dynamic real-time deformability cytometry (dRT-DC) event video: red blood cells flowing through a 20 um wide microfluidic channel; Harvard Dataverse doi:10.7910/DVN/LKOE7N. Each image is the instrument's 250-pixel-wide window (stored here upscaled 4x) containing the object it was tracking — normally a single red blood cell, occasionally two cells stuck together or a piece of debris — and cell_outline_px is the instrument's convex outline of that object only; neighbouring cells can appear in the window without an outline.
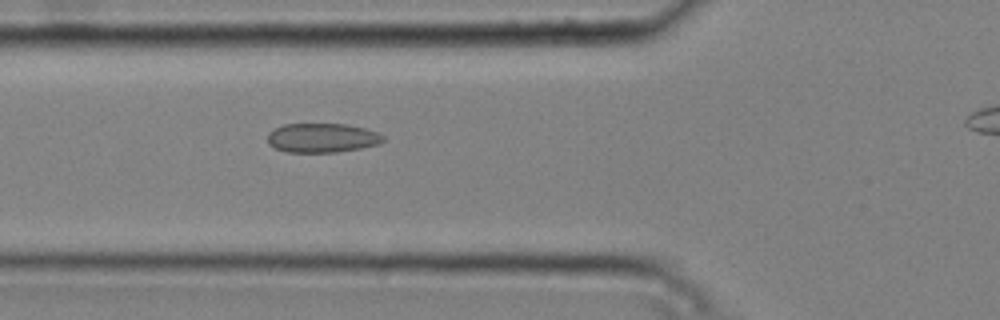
{"species": "common noctule bat (a hibernating species)", "species_latin": "Nyctalus noctula", "temperature_condition": "cold", "stored_images_in_passage": 5, "camera_frame_rate_fps": 3000, "um_per_image_px": 0.085, "animal": {"sex": "male", "body_mass_g": 20.4}, "frame": {"image": 1, "passage_image": 4, "time_ms": 1.0, "image_size_px": [1000, 320], "cell_outline_px": [[384, 140], [380, 144], [360, 148], [336, 152], [288, 152], [276, 148], [268, 144], [268, 132], [284, 124], [344, 124], [364, 128], [376, 132], [384, 136]], "centroid_in_image_um": [27.38, 11.72], "position_along_channel_um": 98.4, "area_um2": 19.59}}